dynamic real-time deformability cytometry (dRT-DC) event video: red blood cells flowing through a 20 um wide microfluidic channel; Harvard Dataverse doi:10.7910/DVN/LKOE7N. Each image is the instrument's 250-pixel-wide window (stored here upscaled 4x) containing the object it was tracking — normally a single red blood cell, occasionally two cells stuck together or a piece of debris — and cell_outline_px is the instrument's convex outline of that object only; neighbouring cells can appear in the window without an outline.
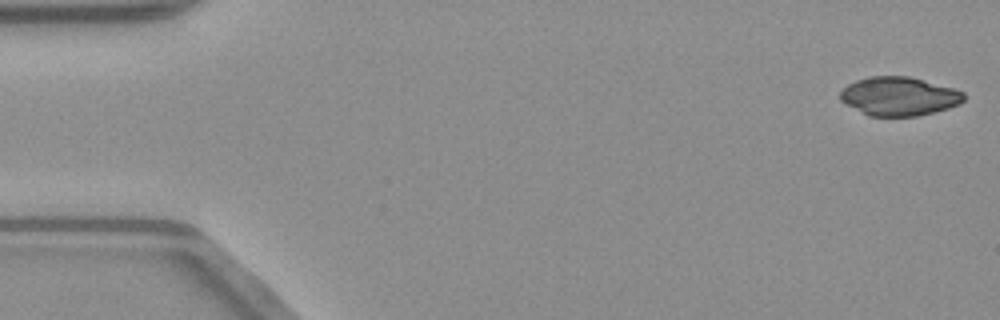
{"species": "common noctule bat (a hibernating species)", "species_latin": "Nyctalus noctula", "temperature_condition": "warm", "stored_images_in_passage": 48, "camera_frame_rate_fps": 3000, "um_per_image_px": 0.085, "animal": {"sex": "male", "body_mass_g": 23.1, "forearm_length_mm": 52.7}, "frame": {"image": 1, "passage_image": 1, "time_ms": 0.0, "image_size_px": [1000, 320], "cell_outline_px": [[964, 100], [960, 104], [948, 108], [916, 116], [868, 116], [840, 100], [840, 92], [848, 84], [856, 80], [868, 76], [908, 76], [956, 88], [964, 92]], "centroid_in_image_um": [76.43, 8.17], "position_along_channel_um": 8.6, "area_um2": 27.92}}